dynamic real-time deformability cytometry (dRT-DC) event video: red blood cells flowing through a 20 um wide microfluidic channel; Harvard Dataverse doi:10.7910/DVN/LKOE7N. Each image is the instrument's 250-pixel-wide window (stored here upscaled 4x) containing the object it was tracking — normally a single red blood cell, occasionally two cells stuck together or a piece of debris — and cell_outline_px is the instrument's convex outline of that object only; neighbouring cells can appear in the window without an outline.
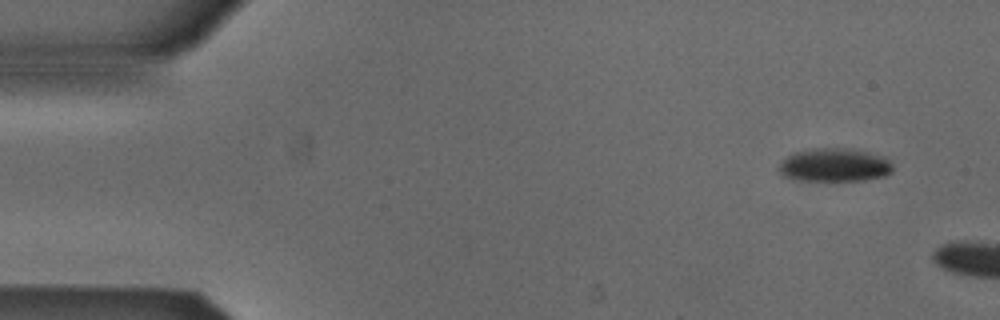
{"species": "Egyptian fruit bat (a non-hibernating species)", "species_latin": "Rousettus aegyptiacus", "temperature_condition": "cold", "stored_images_in_passage": 4, "camera_frame_rate_fps": 3000, "um_per_image_px": 0.085, "animal": {"sex": "male"}, "frame": {"image": 1, "passage_image": 1, "time_ms": 0.0, "image_size_px": [1000, 320], "cell_outline_px": [[892, 172], [884, 176], [864, 180], [800, 180], [784, 176], [776, 168], [788, 156], [796, 152], [812, 148], [840, 148], [864, 152], [884, 156], [892, 164]], "centroid_in_image_um": [70.93, 14.03], "position_along_channel_um": 14.1, "area_um2": 21.79}}